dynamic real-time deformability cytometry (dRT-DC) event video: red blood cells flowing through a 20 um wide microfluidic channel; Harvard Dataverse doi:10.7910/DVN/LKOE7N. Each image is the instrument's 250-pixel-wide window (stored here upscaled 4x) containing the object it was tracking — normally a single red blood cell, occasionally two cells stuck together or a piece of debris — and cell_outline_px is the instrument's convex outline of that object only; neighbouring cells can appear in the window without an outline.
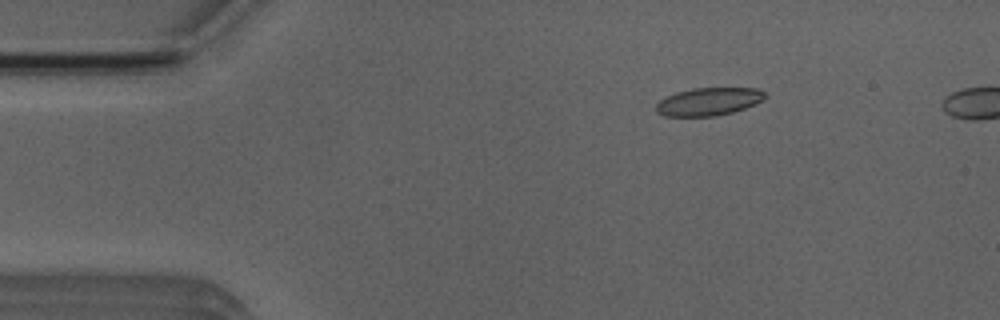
{"species": "Egyptian fruit bat (a non-hibernating species)", "species_latin": "Rousettus aegyptiacus", "temperature_condition": "room temperature", "stored_images_in_passage": 5, "camera_frame_rate_fps": 3000, "um_per_image_px": 0.085, "animal": {"sex": "male"}, "frame": {"image": 1, "passage_image": 2, "time_ms": 2.0, "image_size_px": [1000, 320], "cell_outline_px": [[768, 96], [756, 104], [732, 112], [716, 116], [664, 116], [656, 112], [656, 104], [660, 100], [676, 92], [692, 88], [756, 88], [764, 92]], "centroid_in_image_um": [60.24, 8.63], "position_along_channel_um": 24.8, "area_um2": 17.69}}